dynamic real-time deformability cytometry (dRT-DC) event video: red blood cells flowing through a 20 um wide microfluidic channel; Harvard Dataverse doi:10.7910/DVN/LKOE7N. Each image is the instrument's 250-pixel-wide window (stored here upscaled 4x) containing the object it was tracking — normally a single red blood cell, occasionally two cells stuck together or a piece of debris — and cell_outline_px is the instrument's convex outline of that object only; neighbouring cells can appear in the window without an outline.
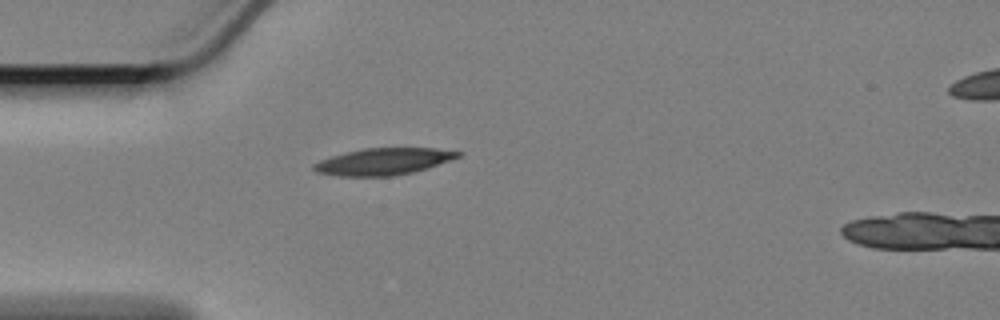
{"species": "Egyptian fruit bat (a non-hibernating species)", "species_latin": "Rousettus aegyptiacus", "temperature_condition": "cold", "stored_images_in_passage": 44, "camera_frame_rate_fps": 3000, "um_per_image_px": 0.085, "animal": {"sex": "female"}, "frame": {"image": 1, "passage_image": 1, "time_ms": 0.0, "image_size_px": [1000, 320], "cell_outline_px": [[464, 152], [460, 156], [428, 168], [412, 172], [392, 176], [340, 176], [316, 172], [312, 168], [312, 164], [320, 160], [332, 156], [364, 148], [436, 148]], "centroid_in_image_um": [32.6, 13.73], "position_along_channel_um": 52.4, "area_um2": 22.37}}
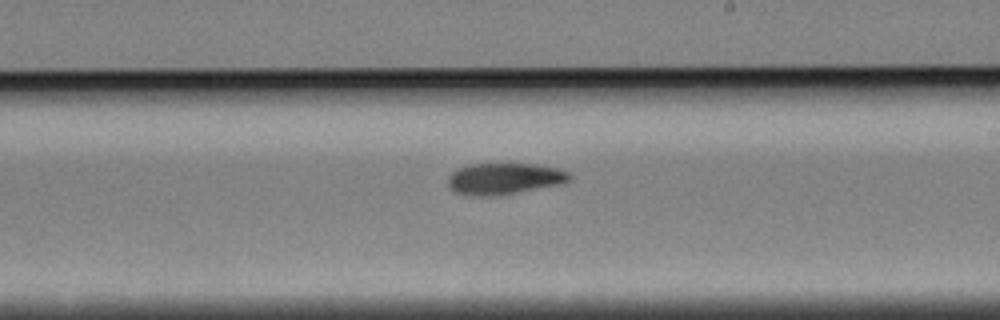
{"frame": {"image": 2, "passage_image": 19, "time_ms": 6.0, "image_size_px": [1000, 320], "cell_outline_px": [[572, 180], [564, 184], [496, 196], [468, 196], [456, 192], [448, 184], [448, 176], [452, 172], [468, 164], [532, 164], [556, 168], [568, 172], [572, 176]], "centroid_in_image_um": [42.89, 15.2], "position_along_channel_um": 246.1, "area_um2": 22.37}}
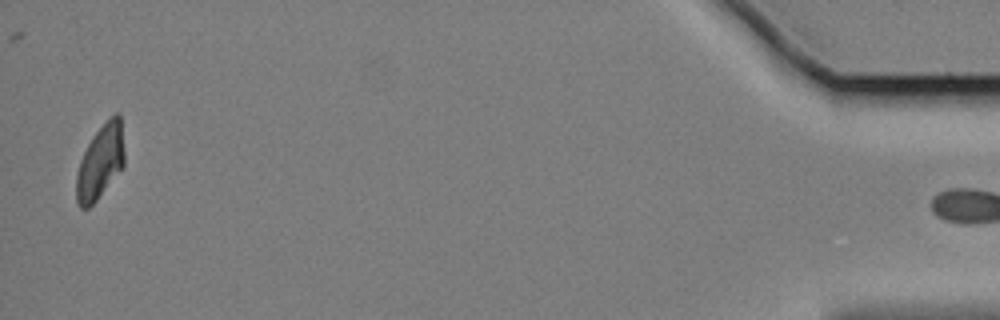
{"frame": {"image": 3, "passage_image": 43, "time_ms": 14.0, "image_size_px": [1000, 320], "cell_outline_px": [[124, 164], [96, 200], [88, 208], [80, 208], [76, 200], [76, 176], [80, 160], [92, 136], [116, 112], [120, 112], [124, 152]], "centroid_in_image_um": [8.51, 13.76], "position_along_channel_um": 426.7, "area_um2": 20.29}}